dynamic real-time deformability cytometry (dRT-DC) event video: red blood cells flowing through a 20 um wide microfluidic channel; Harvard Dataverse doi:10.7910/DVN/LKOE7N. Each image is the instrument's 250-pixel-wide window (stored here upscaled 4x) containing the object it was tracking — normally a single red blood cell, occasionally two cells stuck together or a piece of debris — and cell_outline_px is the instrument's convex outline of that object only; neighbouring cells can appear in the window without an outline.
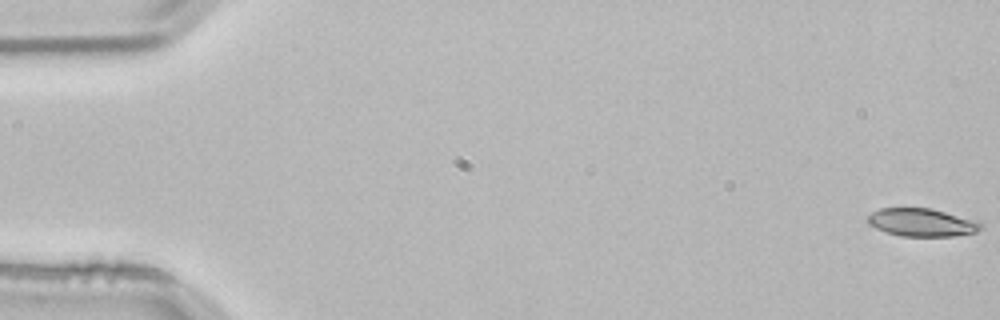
{"species": "common noctule bat (a hibernating species)", "species_latin": "Nyctalus noctula", "temperature_condition": "room temperature", "stored_images_in_passage": 55, "segment_of_instrument_passage": [1, 2], "camera_frame_rate_fps": 3000, "um_per_image_px": 0.085, "animal": {"sex": "male", "body_mass_g": 21.5, "forearm_length_mm": 52.0}, "frame": {"image": 1, "passage_image": 1, "time_ms": 0.0, "image_size_px": [1000, 320], "cell_outline_px": [[984, 228], [976, 232], [952, 236], [900, 236], [884, 232], [868, 224], [864, 220], [872, 212], [880, 208], [932, 208], [980, 220], [984, 224]], "centroid_in_image_um": [78.39, 18.9], "position_along_channel_um": 6.6, "area_um2": 18.96}}
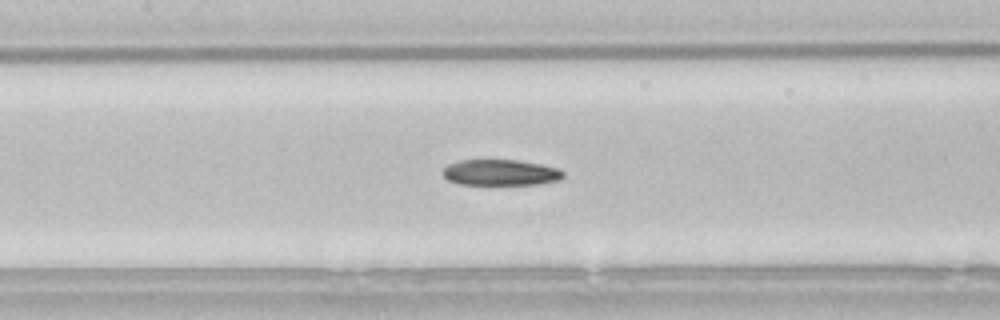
{"frame": {"image": 2, "passage_image": 25, "time_ms": 8.0, "image_size_px": [1000, 320], "cell_outline_px": [[564, 176], [560, 180], [536, 184], [460, 184], [448, 180], [440, 172], [448, 164], [460, 160], [484, 156], [516, 160], [540, 164], [556, 168], [564, 172]], "centroid_in_image_um": [42.47, 14.61], "position_along_channel_um": 164.9, "area_um2": 18.9}}
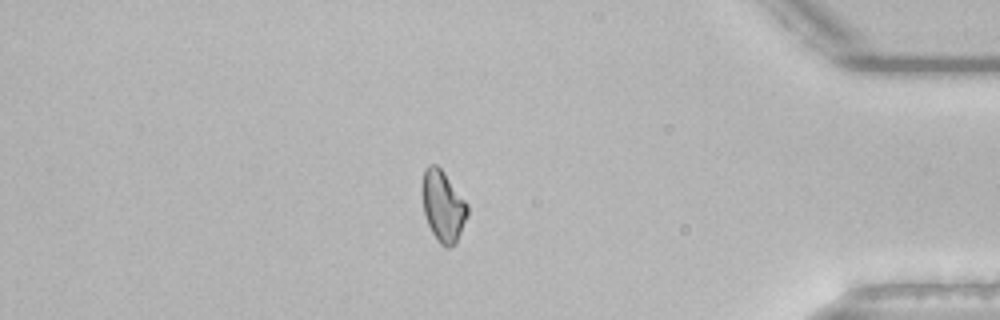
{"frame": {"image": 3, "passage_image": 46, "time_ms": 15.0, "image_size_px": [1000, 320], "cell_outline_px": [[468, 216], [456, 244], [448, 248], [444, 248], [436, 240], [428, 224], [424, 212], [424, 168], [428, 164], [436, 164], [444, 172], [468, 204]], "centroid_in_image_um": [37.7, 17.57], "position_along_channel_um": 397.5, "area_um2": 18.55}}